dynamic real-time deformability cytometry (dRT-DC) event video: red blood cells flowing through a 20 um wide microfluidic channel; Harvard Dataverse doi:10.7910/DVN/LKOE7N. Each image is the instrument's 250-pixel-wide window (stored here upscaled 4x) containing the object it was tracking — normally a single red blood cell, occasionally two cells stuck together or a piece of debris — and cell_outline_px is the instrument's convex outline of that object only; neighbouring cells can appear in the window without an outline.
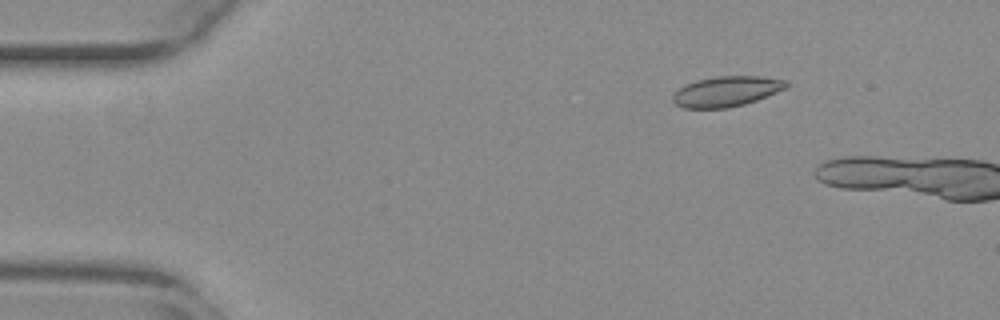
{"species": "common noctule bat (a hibernating species)", "species_latin": "Nyctalus noctula", "temperature_condition": "warm", "stored_images_in_passage": 11, "camera_frame_rate_fps": 3000, "um_per_image_px": 0.085, "animal": {"sex": "female", "body_mass_g": 29.2, "forearm_length_mm": 56.3}, "frame": {"image": 1, "passage_image": 8, "time_ms": 2.333, "image_size_px": [1000, 320], "cell_outline_px": [[788, 88], [756, 100], [744, 104], [728, 108], [684, 108], [676, 104], [672, 100], [672, 96], [680, 88], [696, 80], [716, 76], [760, 76], [788, 80]], "centroid_in_image_um": [61.79, 7.76], "position_along_channel_um": 23.2, "area_um2": 20.0}}